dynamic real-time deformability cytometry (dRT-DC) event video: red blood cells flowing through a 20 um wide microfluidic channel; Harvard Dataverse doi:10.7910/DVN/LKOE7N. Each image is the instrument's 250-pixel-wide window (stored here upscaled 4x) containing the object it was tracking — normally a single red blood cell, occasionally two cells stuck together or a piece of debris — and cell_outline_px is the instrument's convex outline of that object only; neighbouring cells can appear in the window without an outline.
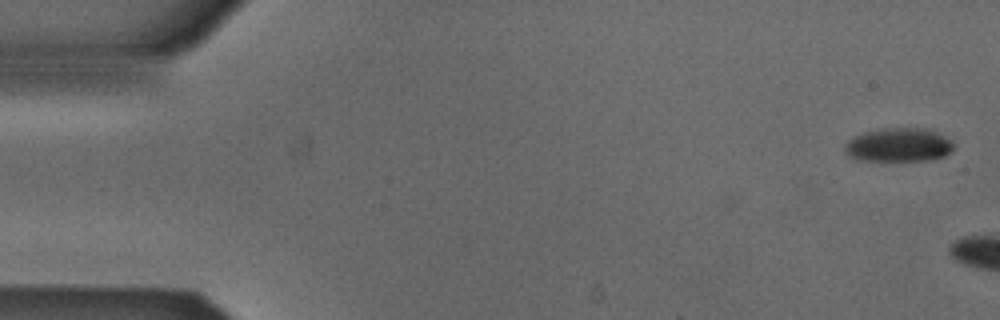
{"species": "Egyptian fruit bat (a non-hibernating species)", "species_latin": "Rousettus aegyptiacus", "temperature_condition": "cold", "stored_images_in_passage": 2, "camera_frame_rate_fps": 3000, "um_per_image_px": 0.085, "animal": {"sex": "male"}, "frame": {"image": 1, "passage_image": 1, "time_ms": 0.0, "image_size_px": [1000, 320], "cell_outline_px": [[956, 144], [952, 152], [944, 156], [932, 160], [856, 160], [844, 152], [844, 148], [848, 140], [864, 132], [884, 128], [928, 128], [952, 140]], "centroid_in_image_um": [76.43, 12.32], "position_along_channel_um": 8.6, "area_um2": 21.56}}